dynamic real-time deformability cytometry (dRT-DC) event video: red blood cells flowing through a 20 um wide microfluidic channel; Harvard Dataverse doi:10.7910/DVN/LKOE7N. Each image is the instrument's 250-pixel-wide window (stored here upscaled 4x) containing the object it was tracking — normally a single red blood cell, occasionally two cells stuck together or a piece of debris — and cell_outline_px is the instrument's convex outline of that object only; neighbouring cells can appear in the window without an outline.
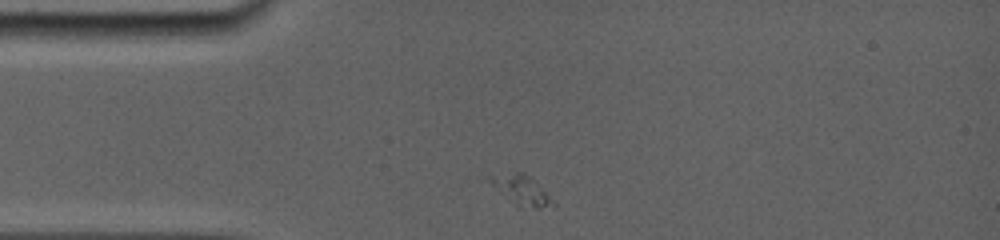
{"species": "common noctule bat (a hibernating species)", "species_latin": "Nyctalus noctula", "temperature_condition": "room temperature", "stored_images_in_passage": 56, "camera_frame_rate_fps": 5000, "um_per_image_px": 0.085, "animal": {"sex": "female", "body_mass_g": 19.0, "forearm_length_mm": 56.7}, "frame": {"image": 1, "passage_image": 1, "time_ms": 0.0, "image_size_px": [1000, 240], "cell_outline_px": [[556, 204], [540, 208], [520, 208], [500, 192], [488, 180], [492, 176], [516, 172], [524, 172], [536, 180]], "centroid_in_image_um": [44.37, 16.17], "position_along_channel_um": 40.6, "area_um2": 10.64}}
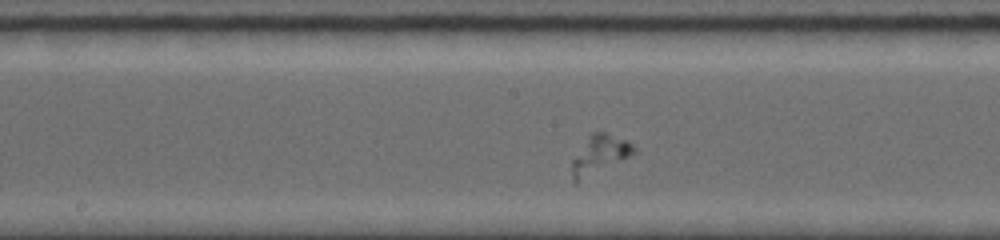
{"frame": {"image": 2, "passage_image": 24, "time_ms": 4.6, "image_size_px": [1000, 240], "cell_outline_px": [[636, 152], [576, 184], [572, 180], [572, 160], [588, 136], [592, 132], [608, 132], [628, 140], [636, 148]], "centroid_in_image_um": [50.96, 13.13], "position_along_channel_um": 197.2, "area_um2": 13.87}}
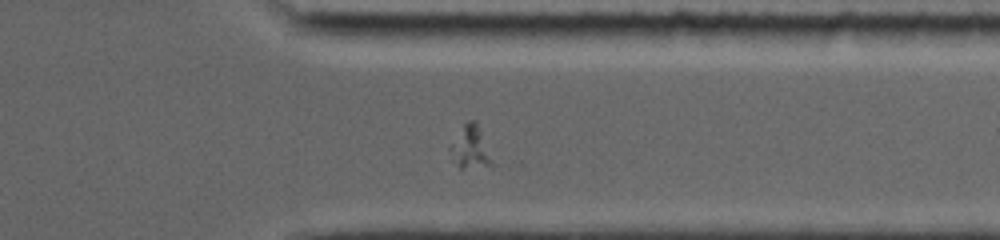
{"frame": {"image": 3, "passage_image": 47, "time_ms": 9.2, "image_size_px": [1000, 240], "cell_outline_px": [[492, 168], [460, 168], [452, 160], [448, 148], [464, 124], [468, 120], [476, 120], [492, 164]], "centroid_in_image_um": [39.94, 12.58], "position_along_channel_um": 371.5, "area_um2": 10.17}}